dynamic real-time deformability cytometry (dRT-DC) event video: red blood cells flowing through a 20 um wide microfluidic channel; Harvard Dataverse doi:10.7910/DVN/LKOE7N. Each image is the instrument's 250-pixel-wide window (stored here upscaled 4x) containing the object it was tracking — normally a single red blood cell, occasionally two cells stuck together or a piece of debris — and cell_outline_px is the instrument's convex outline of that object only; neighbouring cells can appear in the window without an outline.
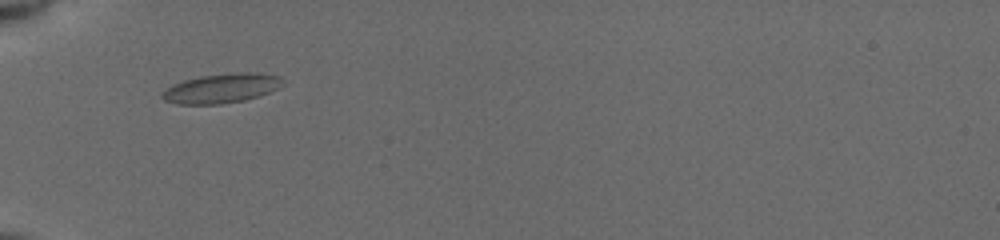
{"species": "common noctule bat (a hibernating species)", "species_latin": "Nyctalus noctula", "temperature_condition": "cold", "stored_images_in_passage": 2, "camera_frame_rate_fps": 3000, "um_per_image_px": 0.085, "animal": {"sex": "female", "body_mass_g": 19.5, "forearm_length_mm": 54.1}, "frame": {"image": 1, "passage_image": 1, "time_ms": 0.0, "image_size_px": [1000, 240], "cell_outline_px": [[280, 80], [276, 88], [260, 96], [244, 100], [220, 104], [176, 104], [164, 100], [160, 96], [172, 84], [184, 80], [200, 76], [240, 72], [256, 72], [280, 76]], "centroid_in_image_um": [18.77, 7.51], "position_along_channel_um": 66.2, "area_um2": 20.35}}
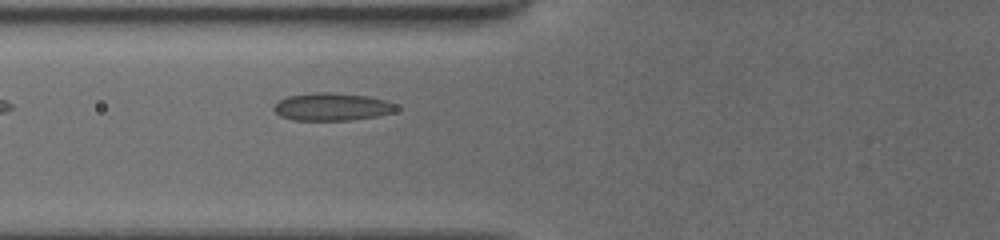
{"frame": {"image": 2, "passage_image": 2, "time_ms": 0.333, "image_size_px": [1000, 240], "cell_outline_px": [[400, 108], [392, 112], [376, 116], [352, 120], [292, 120], [280, 116], [272, 108], [280, 100], [288, 96], [312, 92], [328, 92], [368, 96], [384, 100], [396, 104]], "centroid_in_image_um": [28.21, 9.08], "position_along_channel_um": 97.6, "area_um2": 19.71}}